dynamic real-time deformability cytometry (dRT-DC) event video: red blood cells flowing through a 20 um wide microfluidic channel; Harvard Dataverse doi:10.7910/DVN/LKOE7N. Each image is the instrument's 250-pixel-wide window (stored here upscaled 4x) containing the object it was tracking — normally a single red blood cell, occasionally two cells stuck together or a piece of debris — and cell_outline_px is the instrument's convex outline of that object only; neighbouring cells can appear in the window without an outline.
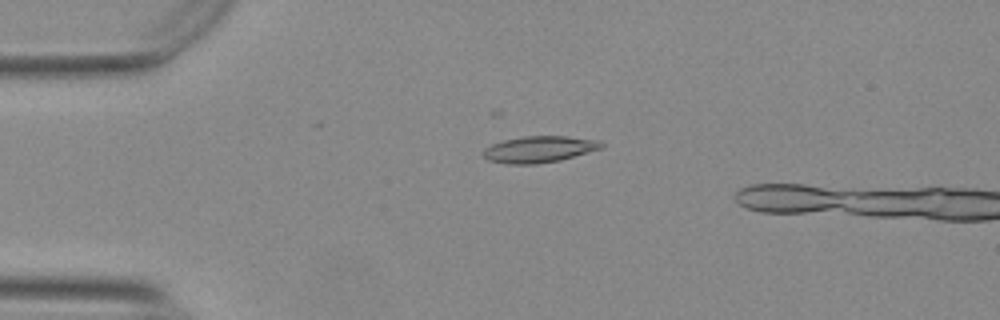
{"species": "Egyptian fruit bat (a non-hibernating species)", "species_latin": "Rousettus aegyptiacus", "temperature_condition": "warm", "stored_images_in_passage": 38, "camera_frame_rate_fps": 3000, "um_per_image_px": 0.085, "animal": {"sex": "female"}, "frame": {"image": 1, "passage_image": 2, "time_ms": 0.333, "image_size_px": [1000, 320], "cell_outline_px": [[604, 148], [560, 160], [536, 164], [508, 164], [488, 160], [480, 152], [484, 148], [492, 144], [504, 140], [524, 136], [568, 136], [600, 140], [604, 144]], "centroid_in_image_um": [45.85, 12.68], "position_along_channel_um": 39.2, "area_um2": 18.38}}
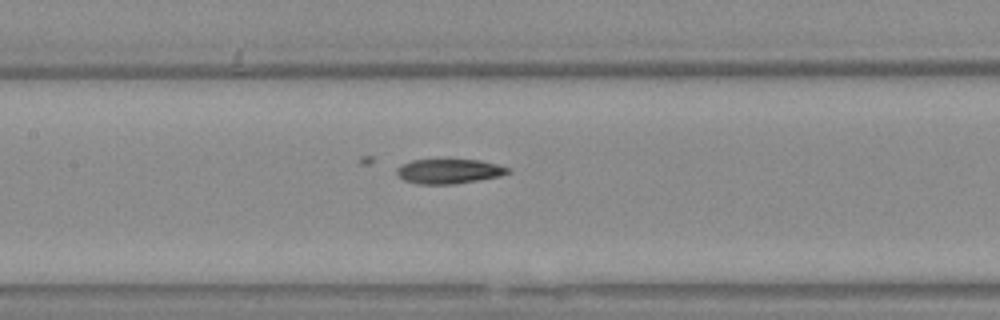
{"frame": {"image": 2, "passage_image": 15, "time_ms": 4.667, "image_size_px": [1000, 320], "cell_outline_px": [[512, 172], [500, 176], [452, 184], [420, 184], [404, 180], [396, 172], [396, 168], [400, 164], [412, 160], [480, 160], [512, 168]], "centroid_in_image_um": [38.18, 14.55], "position_along_channel_um": 169.2, "area_um2": 15.9}}
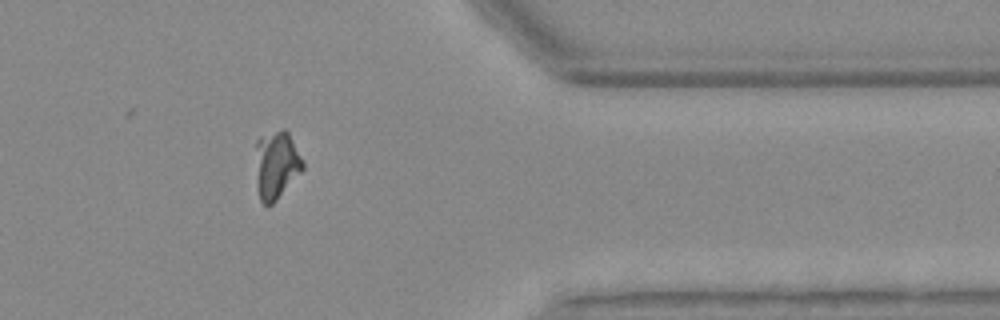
{"frame": {"image": 3, "passage_image": 34, "time_ms": 11.0, "image_size_px": [1000, 320], "cell_outline_px": [[304, 168], [276, 200], [272, 204], [264, 204], [260, 200], [256, 148], [256, 140], [260, 136], [284, 128], [288, 132], [304, 160]], "centroid_in_image_um": [23.53, 13.96], "position_along_channel_um": 387.9, "area_um2": 18.21}}